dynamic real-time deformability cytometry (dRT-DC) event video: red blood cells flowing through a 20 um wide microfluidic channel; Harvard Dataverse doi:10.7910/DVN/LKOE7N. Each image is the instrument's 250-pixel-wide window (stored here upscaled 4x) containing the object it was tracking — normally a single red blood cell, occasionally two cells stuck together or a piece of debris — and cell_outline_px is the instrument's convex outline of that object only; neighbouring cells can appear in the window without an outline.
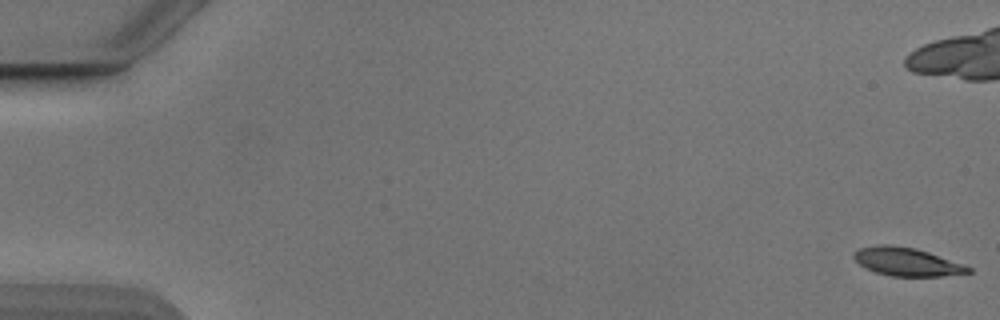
{"species": "Egyptian fruit bat (a non-hibernating species)", "species_latin": "Rousettus aegyptiacus", "temperature_condition": "cold", "stored_images_in_passage": 55, "camera_frame_rate_fps": 3000, "um_per_image_px": 0.085, "animal": {"sex": "male"}, "frame": {"image": 1, "passage_image": 1, "time_ms": 0.0, "image_size_px": [1000, 320], "cell_outline_px": [[972, 272], [940, 276], [892, 276], [876, 272], [860, 264], [852, 256], [852, 252], [860, 248], [876, 244], [892, 244], [916, 248], [928, 252], [972, 268]], "centroid_in_image_um": [77.03, 22.23], "position_along_channel_um": 8.0, "area_um2": 18.67}}
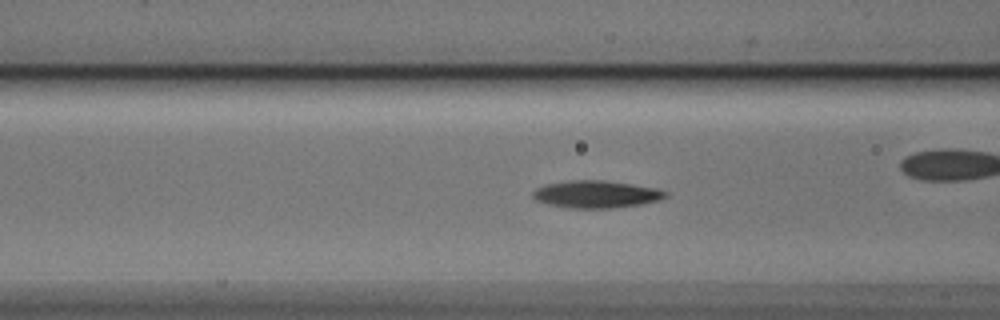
{"frame": {"image": 2, "passage_image": 22, "time_ms": 7.0, "image_size_px": [1000, 320], "cell_outline_px": [[668, 196], [660, 200], [640, 204], [612, 208], [568, 208], [548, 204], [536, 200], [532, 196], [532, 192], [536, 188], [548, 184], [568, 180], [604, 180], [632, 184], [652, 188], [668, 192]], "centroid_in_image_um": [50.66, 16.51], "position_along_channel_um": 115.9, "area_um2": 21.04}}
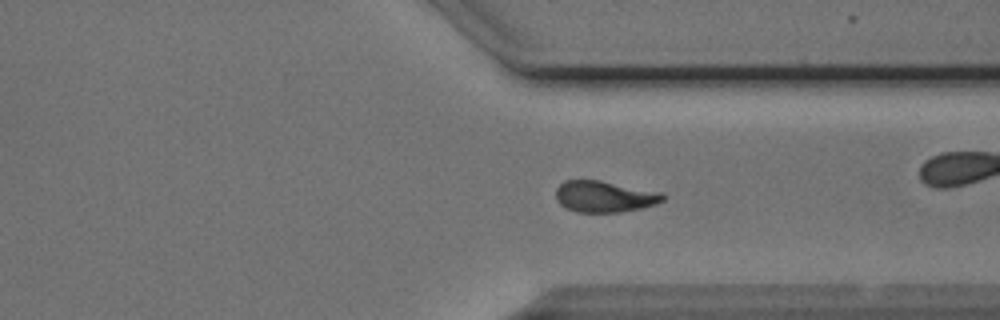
{"frame": {"image": 3, "passage_image": 41, "time_ms": 13.333, "image_size_px": [1000, 320], "cell_outline_px": [[664, 200], [656, 204], [640, 208], [620, 212], [576, 212], [560, 204], [556, 200], [556, 188], [564, 180], [600, 180], [664, 192]], "centroid_in_image_um": [51.39, 16.69], "position_along_channel_um": 360.0, "area_um2": 19.65}, "authors_computed_cell_mechanics": {"area_um2": 20.1144, "velocity_mm_per_s": 3.8544, "shape_relaxation_time_tau1_ms": 3.1078, "shape_relaxation_time_tau2_ms": 4.9659, "deformation_change_tau1": 0.1633, "deformation_change_tau2": 0.0905}}